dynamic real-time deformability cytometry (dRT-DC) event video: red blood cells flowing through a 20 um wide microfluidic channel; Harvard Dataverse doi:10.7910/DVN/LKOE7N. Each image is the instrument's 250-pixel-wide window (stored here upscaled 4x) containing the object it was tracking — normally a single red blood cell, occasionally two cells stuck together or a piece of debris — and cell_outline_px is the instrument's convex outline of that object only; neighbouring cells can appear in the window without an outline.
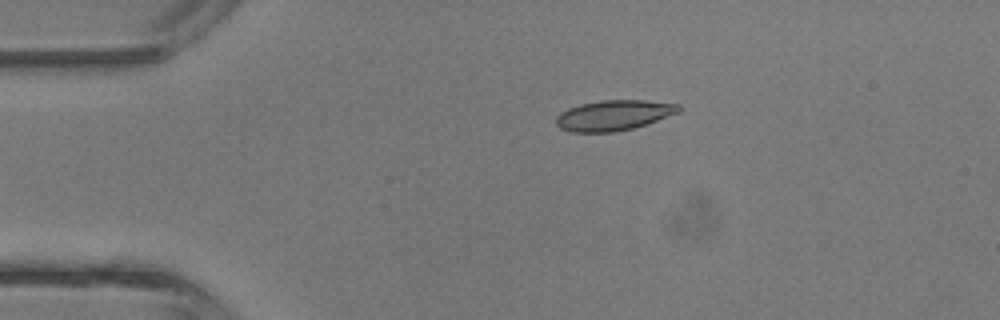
{"species": "common noctule bat (a hibernating species)", "species_latin": "Nyctalus noctula", "temperature_condition": "room temperature", "stored_images_in_passage": 3, "camera_frame_rate_fps": 3000, "um_per_image_px": 0.085, "animal": {"sex": "male", "body_mass_g": 13.3}, "frame": {"image": 1, "passage_image": 2, "time_ms": 2.0, "image_size_px": [1000, 320], "cell_outline_px": [[684, 108], [680, 112], [632, 128], [616, 132], [572, 132], [560, 128], [556, 124], [556, 116], [560, 112], [568, 108], [580, 104], [600, 100], [644, 100], [680, 104]], "centroid_in_image_um": [52.17, 9.79], "position_along_channel_um": 32.8, "area_um2": 21.73}}